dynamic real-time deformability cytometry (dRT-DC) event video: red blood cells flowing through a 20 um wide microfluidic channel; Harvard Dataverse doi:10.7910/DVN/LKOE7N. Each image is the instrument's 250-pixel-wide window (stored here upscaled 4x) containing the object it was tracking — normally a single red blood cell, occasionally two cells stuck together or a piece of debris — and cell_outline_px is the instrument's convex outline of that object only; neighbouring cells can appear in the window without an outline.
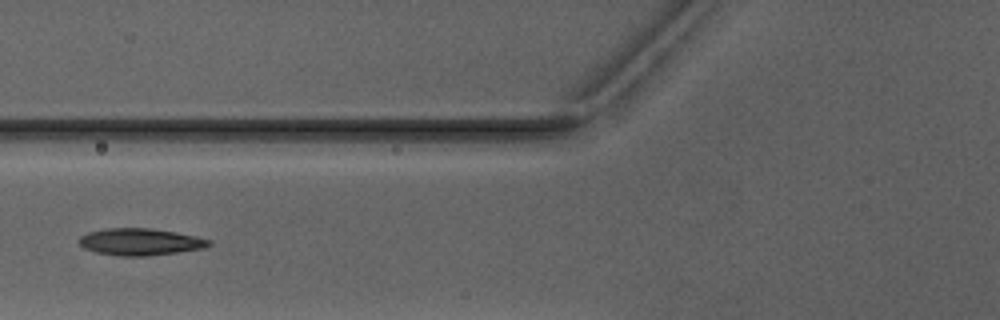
{"species": "Egyptian fruit bat (a non-hibernating species)", "species_latin": "Rousettus aegyptiacus", "temperature_condition": "warm", "stored_images_in_passage": 5, "camera_frame_rate_fps": 3000, "um_per_image_px": 0.085, "animal": {"sex": "male"}, "frame": {"image": 1, "passage_image": 5, "time_ms": 5.667, "image_size_px": [1000, 320], "cell_outline_px": [[212, 244], [204, 248], [148, 256], [120, 256], [96, 252], [84, 248], [76, 240], [80, 236], [88, 232], [108, 228], [152, 228], [176, 232], [196, 236], [212, 240]], "centroid_in_image_um": [11.91, 20.55], "position_along_channel_um": 113.9, "area_um2": 20.46}}